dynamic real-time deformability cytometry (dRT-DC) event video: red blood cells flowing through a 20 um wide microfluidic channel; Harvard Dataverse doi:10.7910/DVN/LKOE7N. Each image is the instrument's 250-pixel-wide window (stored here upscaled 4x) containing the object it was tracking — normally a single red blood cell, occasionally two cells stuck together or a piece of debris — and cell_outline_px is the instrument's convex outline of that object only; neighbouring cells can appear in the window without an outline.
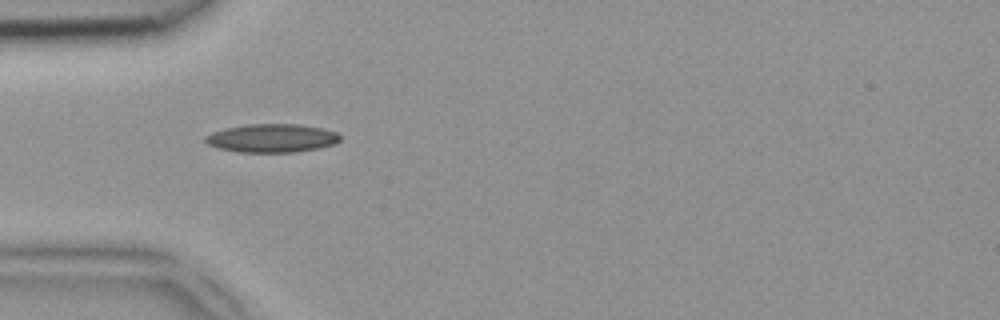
{"species": "common noctule bat (a hibernating species)", "species_latin": "Nyctalus noctula", "temperature_condition": "room temperature", "stored_images_in_passage": 34, "camera_frame_rate_fps": 3000, "um_per_image_px": 0.085, "animal": {"sex": "female", "body_mass_g": 18.4}, "frame": {"image": 1, "passage_image": 1, "time_ms": 0.0, "image_size_px": [1000, 320], "cell_outline_px": [[340, 140], [336, 144], [296, 152], [240, 152], [216, 148], [208, 144], [204, 140], [204, 136], [212, 132], [224, 128], [248, 124], [300, 124], [324, 128], [336, 132], [340, 136]], "centroid_in_image_um": [23.1, 11.74], "position_along_channel_um": 61.9, "area_um2": 22.48}}
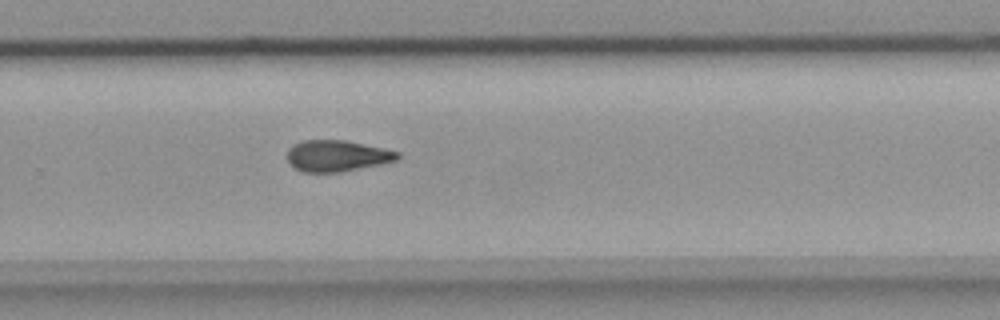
{"frame": {"image": 2, "passage_image": 18, "time_ms": 5.667, "image_size_px": [1000, 320], "cell_outline_px": [[400, 156], [396, 160], [380, 164], [340, 172], [304, 172], [296, 168], [288, 160], [288, 148], [292, 144], [304, 140], [344, 140], [384, 148], [400, 152]], "centroid_in_image_um": [28.65, 13.23], "position_along_channel_um": 301.2, "area_um2": 19.94}}
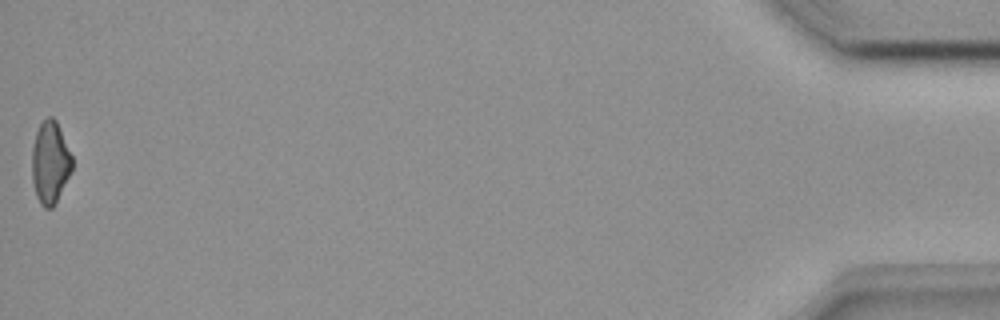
{"frame": {"image": 3, "passage_image": 34, "time_ms": 11.0, "image_size_px": [1000, 320], "cell_outline_px": [[72, 172], [52, 208], [44, 208], [40, 204], [36, 196], [32, 180], [32, 148], [36, 132], [40, 124], [48, 116], [52, 116], [56, 120], [72, 156]], "centroid_in_image_um": [4.26, 13.82], "position_along_channel_um": 430.9, "area_um2": 19.25}}